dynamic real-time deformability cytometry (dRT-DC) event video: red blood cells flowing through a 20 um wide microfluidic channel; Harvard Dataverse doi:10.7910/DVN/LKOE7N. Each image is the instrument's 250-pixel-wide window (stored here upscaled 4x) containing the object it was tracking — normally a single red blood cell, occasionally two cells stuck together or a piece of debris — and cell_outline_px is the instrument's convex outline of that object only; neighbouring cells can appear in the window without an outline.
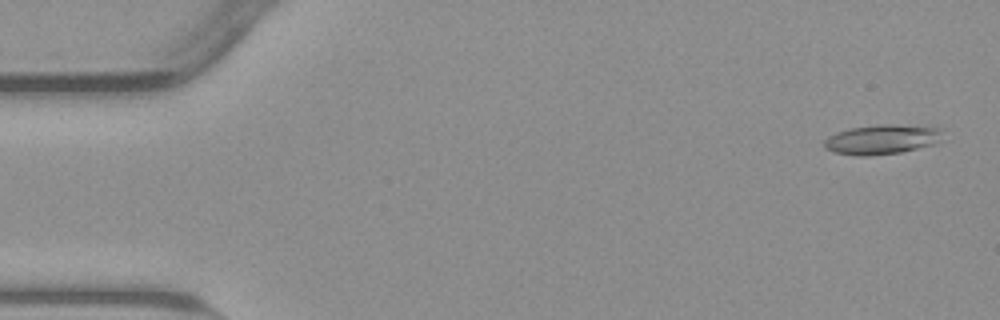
{"species": "common noctule bat (a hibernating species)", "species_latin": "Nyctalus noctula", "temperature_condition": "warm", "stored_images_in_passage": 54, "camera_frame_rate_fps": 3000, "um_per_image_px": 0.085, "animal": {"sex": "male", "body_mass_g": 23.1, "forearm_length_mm": 52.7}, "frame": {"image": 1, "passage_image": 2, "time_ms": 0.333, "image_size_px": [1000, 320], "cell_outline_px": [[944, 128], [936, 140], [932, 144], [900, 152], [868, 156], [856, 156], [836, 152], [824, 148], [824, 140], [828, 136], [836, 132], [848, 128], [880, 124], [892, 124]], "centroid_in_image_um": [74.88, 11.84], "position_along_channel_um": 10.1, "area_um2": 20.23}}
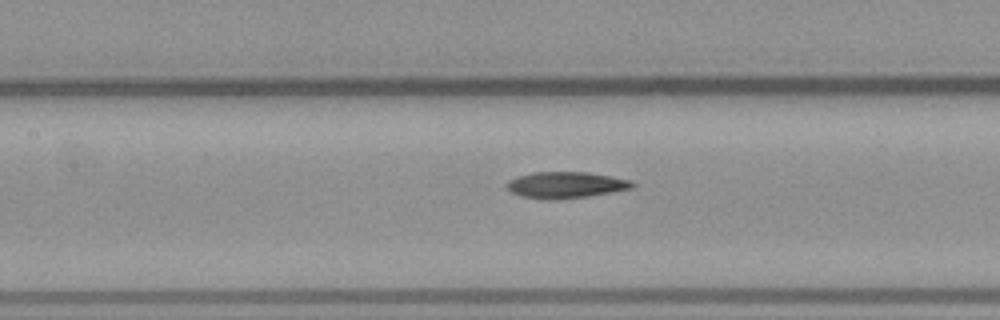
{"frame": {"image": 2, "passage_image": 24, "time_ms": 7.667, "image_size_px": [1000, 320], "cell_outline_px": [[636, 184], [632, 188], [612, 192], [588, 196], [556, 200], [548, 200], [520, 196], [512, 192], [504, 184], [508, 180], [516, 176], [532, 172], [588, 172], [632, 180]], "centroid_in_image_um": [48.07, 15.72], "position_along_channel_um": 159.3, "area_um2": 19.48}}
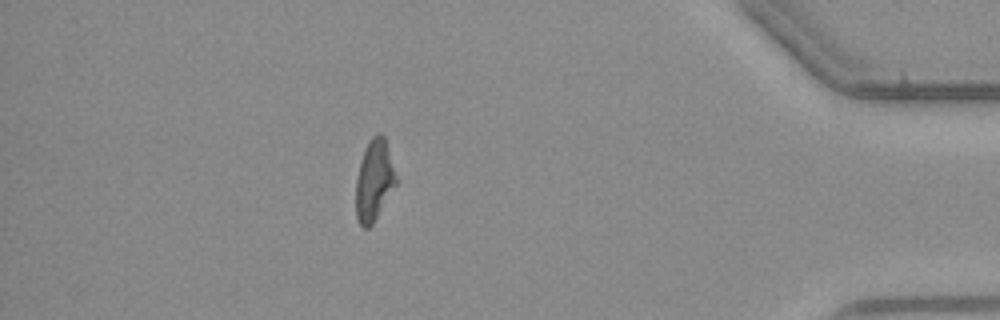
{"frame": {"image": 3, "passage_image": 47, "time_ms": 15.333, "image_size_px": [1000, 320], "cell_outline_px": [[400, 180], [372, 224], [368, 228], [364, 228], [360, 224], [356, 216], [356, 180], [360, 160], [364, 148], [368, 140], [376, 132], [380, 132], [384, 136]], "centroid_in_image_um": [31.84, 15.28], "position_along_channel_um": 403.4, "area_um2": 19.54}, "authors_computed_cell_mechanics": {"area_um2": 19.4786, "velocity_mm_per_s": 3.8336, "shape_relaxation_time_tau1_ms": 8.6542, "shape_relaxation_time_tau2_ms": 5.7758, "deformation_change_tau1": 0.2201, "deformation_change_tau2": 0.1618}}